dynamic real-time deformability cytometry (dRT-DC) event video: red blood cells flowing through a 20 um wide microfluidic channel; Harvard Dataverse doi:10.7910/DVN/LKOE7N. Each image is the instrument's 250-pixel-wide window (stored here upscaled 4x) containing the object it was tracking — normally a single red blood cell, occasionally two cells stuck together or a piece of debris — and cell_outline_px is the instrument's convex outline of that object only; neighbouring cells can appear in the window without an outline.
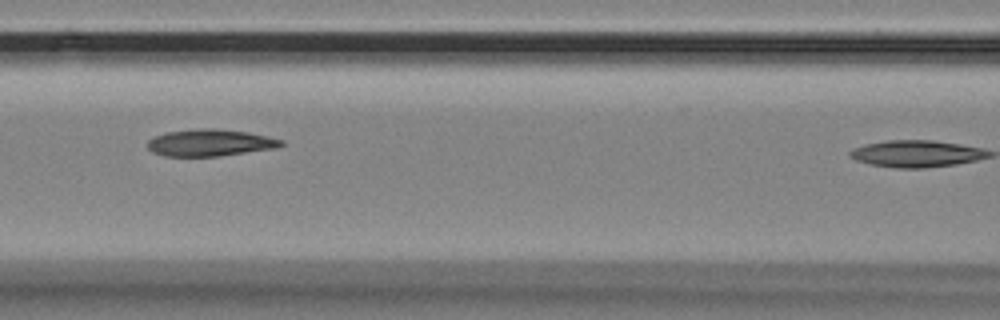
{"species": "Egyptian fruit bat (a non-hibernating species)", "species_latin": "Rousettus aegyptiacus", "temperature_condition": "room temperature", "stored_images_in_passage": 5, "camera_frame_rate_fps": 3000, "um_per_image_px": 0.085, "animal": {"sex": "female"}, "frame": {"image": 1, "passage_image": 4, "time_ms": 1.0, "image_size_px": [1000, 320], "cell_outline_px": [[284, 144], [276, 148], [220, 156], [164, 156], [152, 152], [148, 148], [148, 140], [152, 136], [164, 132], [196, 128], [216, 128], [248, 132], [268, 136], [284, 140]], "centroid_in_image_um": [17.84, 12.12], "position_along_channel_um": 148.8, "area_um2": 21.21}}